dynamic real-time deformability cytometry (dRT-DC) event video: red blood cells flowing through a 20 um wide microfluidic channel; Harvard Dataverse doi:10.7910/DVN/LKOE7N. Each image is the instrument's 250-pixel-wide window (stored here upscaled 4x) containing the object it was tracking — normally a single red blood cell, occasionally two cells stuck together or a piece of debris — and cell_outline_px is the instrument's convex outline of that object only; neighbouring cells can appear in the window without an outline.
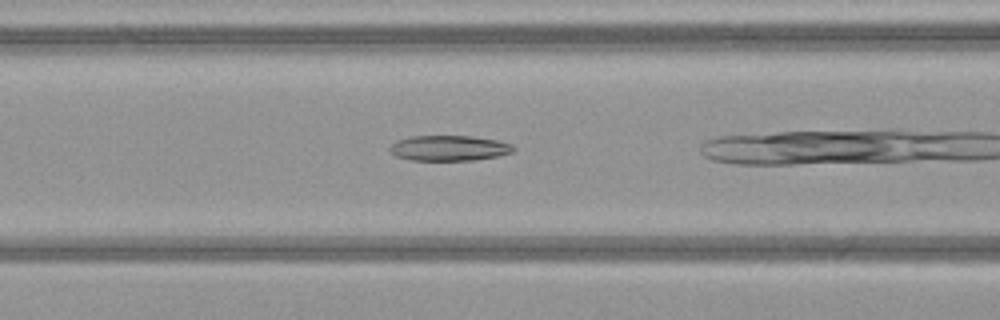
{"species": "common noctule bat (a hibernating species)", "species_latin": "Nyctalus noctula", "temperature_condition": "warm", "stored_images_in_passage": 37, "camera_frame_rate_fps": 3000, "um_per_image_px": 0.085, "animal": {"sex": "female", "body_mass_g": 21.9}, "frame": {"image": 1, "passage_image": 18, "time_ms": 5.667, "image_size_px": [1000, 320], "cell_outline_px": [[516, 148], [512, 152], [496, 156], [472, 160], [408, 160], [396, 156], [388, 148], [396, 140], [412, 136], [472, 136], [496, 140], [512, 144]], "centroid_in_image_um": [38.15, 12.58], "position_along_channel_um": 128.4, "area_um2": 18.21}}
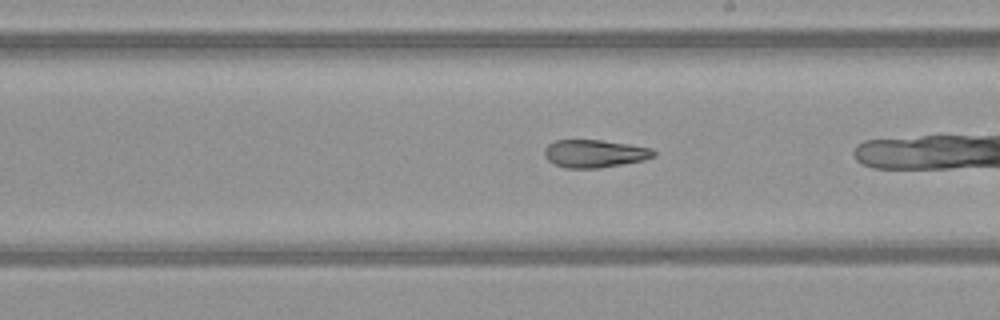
{"frame": {"image": 2, "passage_image": 26, "time_ms": 8.333, "image_size_px": [1000, 320], "cell_outline_px": [[656, 156], [644, 160], [600, 168], [564, 168], [552, 164], [544, 156], [544, 148], [548, 144], [556, 140], [600, 140], [628, 144], [652, 148], [656, 152]], "centroid_in_image_um": [50.52, 13.06], "position_along_channel_um": 238.5, "area_um2": 17.86}}
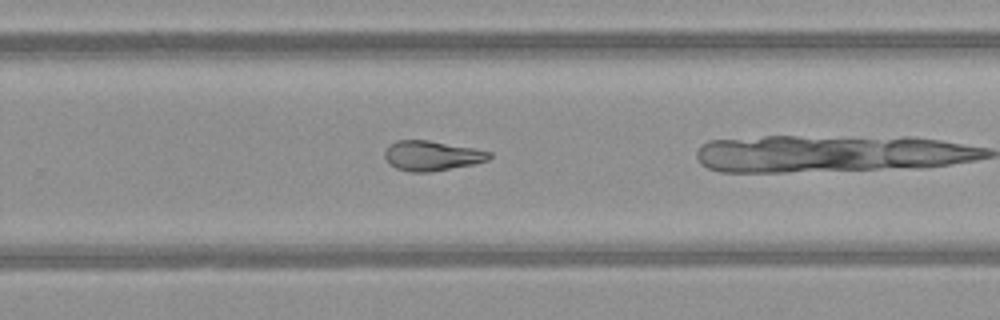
{"frame": {"image": 3, "passage_image": 30, "time_ms": 9.667, "image_size_px": [1000, 320], "cell_outline_px": [[492, 156], [488, 160], [476, 164], [428, 172], [412, 172], [396, 168], [388, 164], [384, 156], [384, 152], [388, 144], [396, 140], [428, 140], [476, 148], [492, 152]], "centroid_in_image_um": [36.71, 13.23], "position_along_channel_um": 293.1, "area_um2": 18.5}}